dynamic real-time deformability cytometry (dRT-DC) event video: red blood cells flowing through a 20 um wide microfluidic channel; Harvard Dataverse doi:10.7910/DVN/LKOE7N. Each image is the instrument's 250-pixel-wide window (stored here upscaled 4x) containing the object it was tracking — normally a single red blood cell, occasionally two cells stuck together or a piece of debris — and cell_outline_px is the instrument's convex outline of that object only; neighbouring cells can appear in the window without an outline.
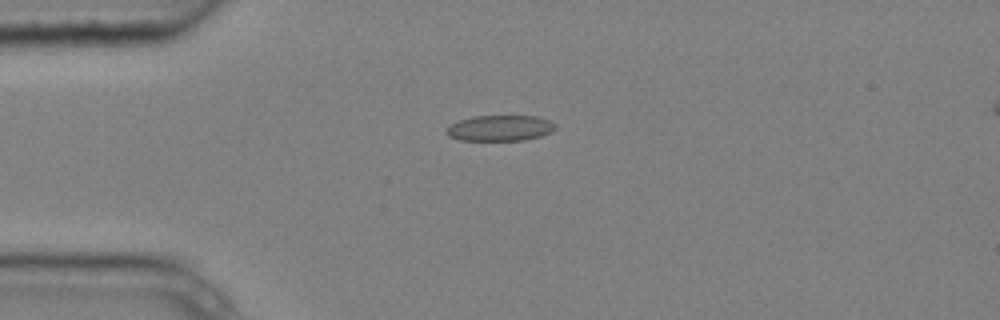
{"species": "common noctule bat (a hibernating species)", "species_latin": "Nyctalus noctula", "temperature_condition": "cold", "stored_images_in_passage": 8, "camera_frame_rate_fps": 3000, "um_per_image_px": 0.085, "animal": {"sex": "male", "body_mass_g": 20.4}, "frame": {"image": 1, "passage_image": 1, "time_ms": 0.0, "image_size_px": [1000, 320], "cell_outline_px": [[556, 128], [552, 132], [540, 136], [524, 140], [460, 140], [448, 136], [444, 132], [452, 124], [460, 120], [472, 116], [540, 116], [556, 124]], "centroid_in_image_um": [42.52, 10.88], "position_along_channel_um": 42.5, "area_um2": 16.36}}
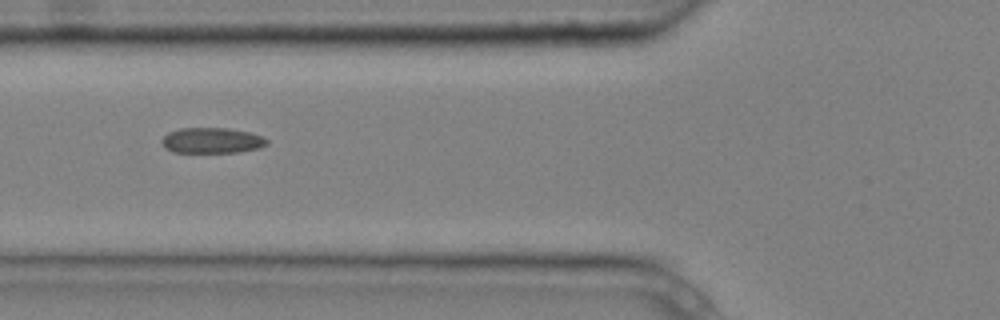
{"frame": {"image": 2, "passage_image": 3, "time_ms": 0.667, "image_size_px": [1000, 320], "cell_outline_px": [[268, 144], [260, 148], [240, 152], [172, 152], [164, 148], [160, 140], [168, 132], [180, 128], [228, 128], [252, 132], [268, 140]], "centroid_in_image_um": [18.0, 11.94], "position_along_channel_um": 107.8, "area_um2": 15.84}}
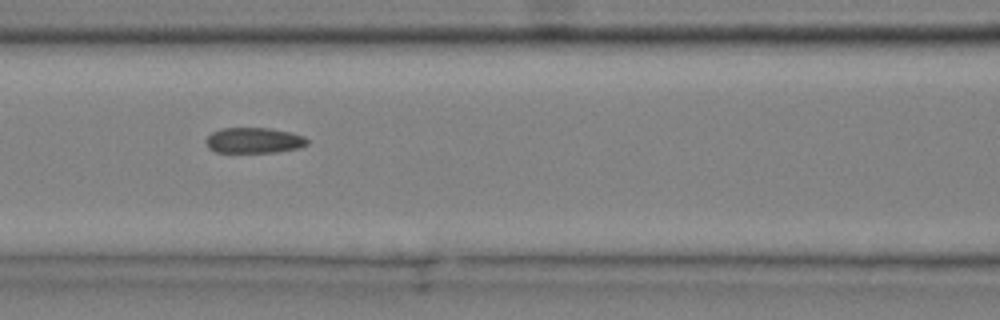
{"frame": {"image": 3, "passage_image": 4, "time_ms": 1.0, "image_size_px": [1000, 320], "cell_outline_px": [[308, 144], [300, 148], [276, 152], [216, 152], [208, 148], [204, 140], [212, 132], [220, 128], [268, 128], [292, 132], [304, 136], [308, 140]], "centroid_in_image_um": [21.58, 11.93], "position_along_channel_um": 145.0, "area_um2": 15.26}}